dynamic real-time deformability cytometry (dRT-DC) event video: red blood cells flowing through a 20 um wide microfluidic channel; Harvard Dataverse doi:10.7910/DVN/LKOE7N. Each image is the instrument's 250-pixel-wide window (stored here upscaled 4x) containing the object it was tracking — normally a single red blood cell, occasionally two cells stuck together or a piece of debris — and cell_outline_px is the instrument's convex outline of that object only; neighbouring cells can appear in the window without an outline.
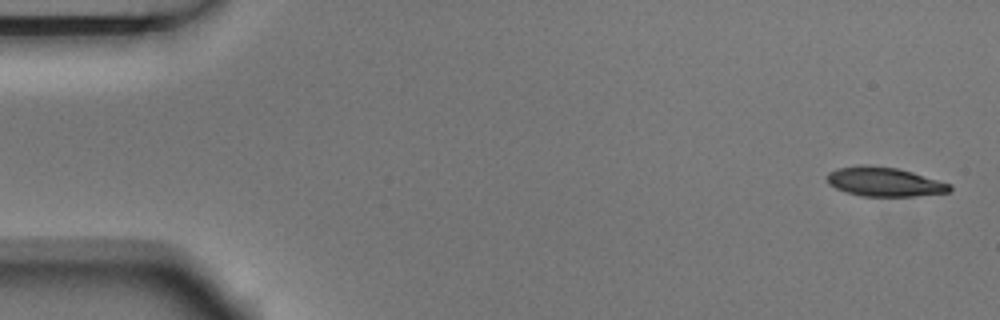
{"species": "Egyptian fruit bat (a non-hibernating species)", "species_latin": "Rousettus aegyptiacus", "temperature_condition": "room temperature", "stored_images_in_passage": 6, "camera_frame_rate_fps": 3000, "um_per_image_px": 0.085, "animal": {"sex": "male"}, "frame": {"image": 1, "passage_image": 1, "time_ms": 0.0, "image_size_px": [1000, 320], "cell_outline_px": [[952, 188], [948, 192], [916, 196], [860, 196], [836, 188], [828, 184], [828, 172], [836, 168], [896, 168], [912, 172], [952, 184]], "centroid_in_image_um": [75.24, 15.5], "position_along_channel_um": 9.8, "area_um2": 19.94}}